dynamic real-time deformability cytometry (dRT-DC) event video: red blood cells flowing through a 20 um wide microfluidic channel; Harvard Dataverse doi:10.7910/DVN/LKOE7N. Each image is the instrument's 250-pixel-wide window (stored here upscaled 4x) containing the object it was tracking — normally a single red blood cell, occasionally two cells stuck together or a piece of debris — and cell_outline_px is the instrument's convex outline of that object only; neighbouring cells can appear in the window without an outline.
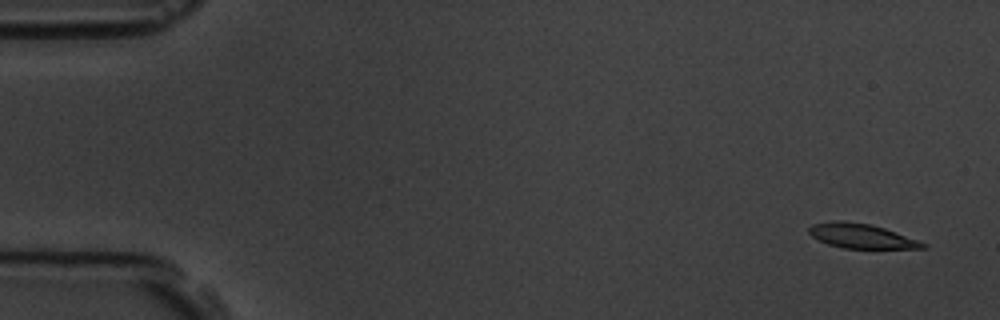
{"species": "common noctule bat (a hibernating species)", "species_latin": "Nyctalus noctula", "temperature_condition": "room temperature", "stored_images_in_passage": 13, "camera_frame_rate_fps": 3000, "um_per_image_px": 0.085, "animal": {"sex": "male", "body_mass_g": 19.5, "forearm_length_mm": 54.6}, "frame": {"image": 1, "passage_image": 1, "time_ms": 0.0, "image_size_px": [1000, 320], "cell_outline_px": [[928, 248], [840, 248], [828, 244], [812, 236], [808, 232], [808, 228], [812, 224], [832, 220], [840, 220], [868, 224], [884, 228], [896, 232], [928, 244]], "centroid_in_image_um": [73.19, 20.06], "position_along_channel_um": 11.8, "area_um2": 16.18}}
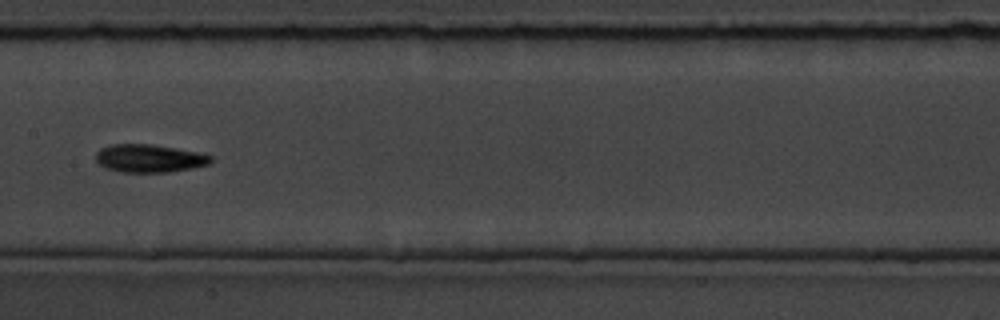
{"frame": {"image": 2, "passage_image": 8, "time_ms": 8.667, "image_size_px": [1000, 320], "cell_outline_px": [[212, 160], [208, 164], [192, 168], [168, 172], [120, 172], [104, 168], [96, 160], [96, 152], [100, 148], [112, 144], [152, 144], [176, 148], [196, 152], [212, 156]], "centroid_in_image_um": [12.65, 13.46], "position_along_channel_um": 194.8, "area_um2": 18.73}}
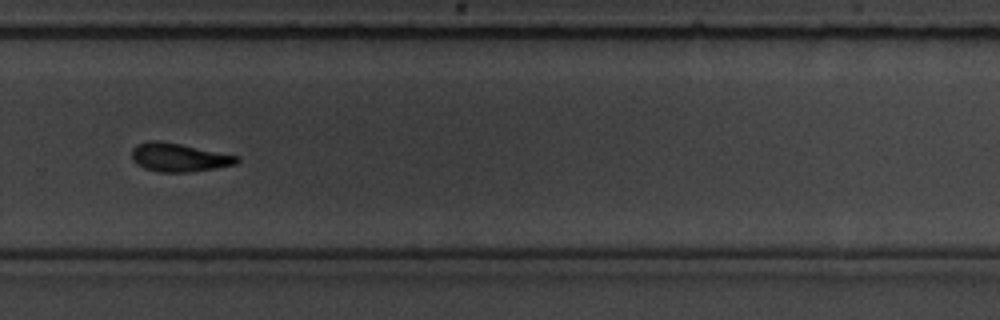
{"frame": {"image": 3, "passage_image": 11, "time_ms": 12.0, "image_size_px": [1000, 320], "cell_outline_px": [[240, 160], [236, 164], [216, 168], [188, 172], [160, 172], [144, 168], [136, 164], [132, 160], [132, 148], [136, 144], [148, 140], [156, 140], [180, 144], [240, 156]], "centroid_in_image_um": [15.19, 13.37], "position_along_channel_um": 314.6, "area_um2": 17.51}, "authors_computed_cell_mechanics": {"area_um2": 17.5712, "velocity_mm_per_s": 3.6123, "shape_relaxation_time_tau1_ms": 6.0066, "shape_relaxation_time_tau2_ms": null, "deformation_change_tau1": 0.1645, "deformation_change_tau2": null}}